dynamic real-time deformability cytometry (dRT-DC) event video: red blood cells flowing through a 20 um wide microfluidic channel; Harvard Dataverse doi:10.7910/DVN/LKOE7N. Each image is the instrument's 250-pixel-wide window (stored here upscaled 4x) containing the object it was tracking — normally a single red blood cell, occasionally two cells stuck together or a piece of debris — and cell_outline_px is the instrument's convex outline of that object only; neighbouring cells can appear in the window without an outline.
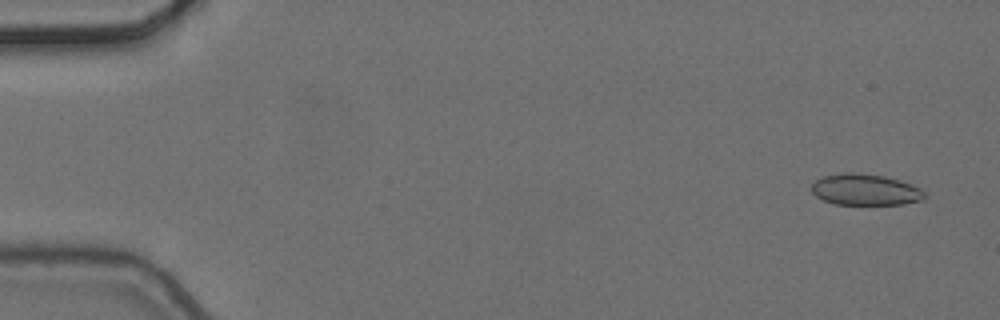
{"species": "common noctule bat (a hibernating species)", "species_latin": "Nyctalus noctula", "temperature_condition": "cold", "stored_images_in_passage": 5, "camera_frame_rate_fps": 3000, "um_per_image_px": 0.085, "animal": {"sex": "female", "body_mass_g": 24.6, "forearm_length_mm": 56.2}, "frame": {"image": 1, "passage_image": 1, "time_ms": 0.0, "image_size_px": [1000, 320], "cell_outline_px": [[924, 200], [904, 204], [836, 204], [824, 200], [816, 196], [812, 192], [812, 184], [816, 180], [824, 176], [840, 172], [856, 172], [884, 176], [900, 180], [920, 188], [924, 192]], "centroid_in_image_um": [73.55, 16.11], "position_along_channel_um": 11.5, "area_um2": 20.58}}